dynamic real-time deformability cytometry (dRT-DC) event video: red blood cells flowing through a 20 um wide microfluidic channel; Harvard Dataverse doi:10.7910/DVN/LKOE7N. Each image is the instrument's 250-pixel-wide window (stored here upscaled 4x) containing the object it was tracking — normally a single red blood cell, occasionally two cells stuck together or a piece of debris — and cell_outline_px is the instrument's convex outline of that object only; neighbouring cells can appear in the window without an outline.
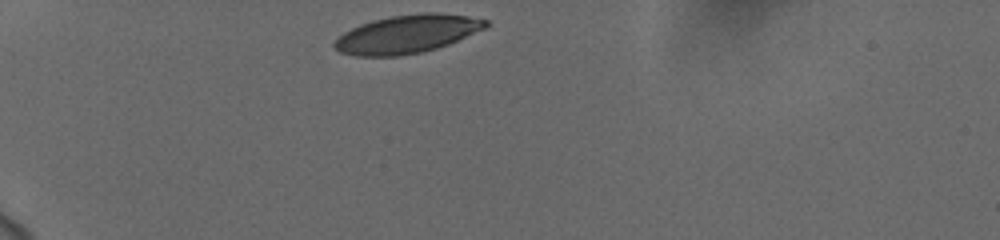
{"species": "human", "species_latin": "Homo sapiens", "temperature_condition": "cold", "stored_images_in_passage": 34, "camera_frame_rate_fps": 3000, "um_per_image_px": 0.085, "donor": {"sex": "female"}, "frame": {"image": 1, "passage_image": 1, "time_ms": 0.0, "image_size_px": [1000, 240], "cell_outline_px": [[488, 24], [484, 28], [448, 44], [436, 48], [420, 52], [400, 56], [352, 56], [340, 52], [332, 44], [344, 32], [360, 24], [372, 20], [392, 16], [424, 12], [440, 12], [468, 16], [488, 20]], "centroid_in_image_um": [34.58, 2.89], "position_along_channel_um": 50.4, "area_um2": 33.47}}
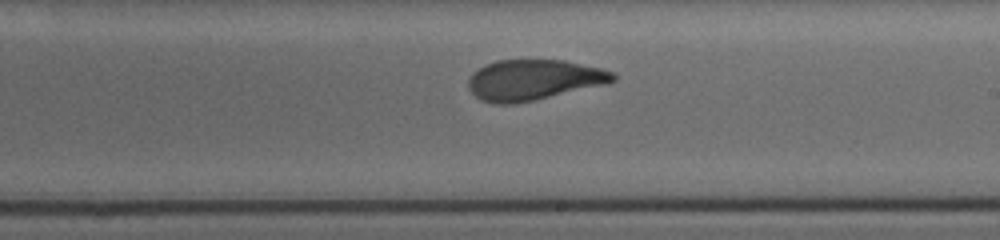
{"frame": {"image": 2, "passage_image": 20, "time_ms": 6.333, "image_size_px": [1000, 240], "cell_outline_px": [[616, 80], [608, 84], [516, 104], [496, 104], [480, 100], [468, 88], [468, 76], [472, 72], [484, 64], [496, 60], [564, 60], [600, 68], [612, 72], [616, 76]], "centroid_in_image_um": [45.33, 6.79], "position_along_channel_um": 243.7, "area_um2": 34.45}}
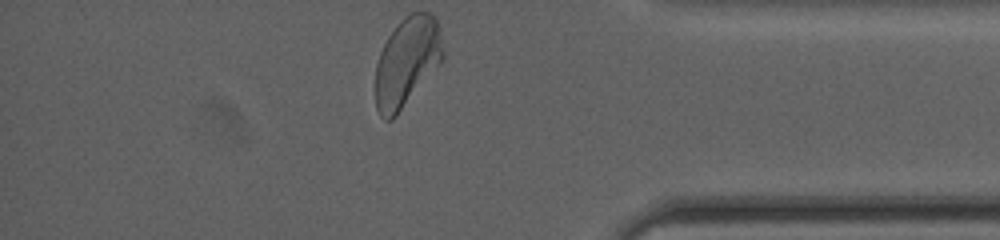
{"frame": {"image": 3, "passage_image": 34, "time_ms": 11.0, "image_size_px": [1000, 240], "cell_outline_px": [[444, 56], [440, 64], [396, 116], [392, 120], [384, 120], [380, 116], [376, 108], [376, 64], [380, 52], [388, 36], [396, 24], [404, 16], [412, 12], [432, 12], [436, 16], [440, 28], [444, 52]], "centroid_in_image_um": [34.6, 5.23], "position_along_channel_um": 400.6, "area_um2": 35.49}, "authors_computed_cell_mechanics": {"area_um2": 34.7378, "velocity_mm_per_s": 3.6918, "shape_relaxation_time_tau1_ms": 4.9688, "shape_relaxation_time_tau2_ms": 0.9709, "deformation_change_tau1": 0.1683, "deformation_change_tau2": 0.067}}